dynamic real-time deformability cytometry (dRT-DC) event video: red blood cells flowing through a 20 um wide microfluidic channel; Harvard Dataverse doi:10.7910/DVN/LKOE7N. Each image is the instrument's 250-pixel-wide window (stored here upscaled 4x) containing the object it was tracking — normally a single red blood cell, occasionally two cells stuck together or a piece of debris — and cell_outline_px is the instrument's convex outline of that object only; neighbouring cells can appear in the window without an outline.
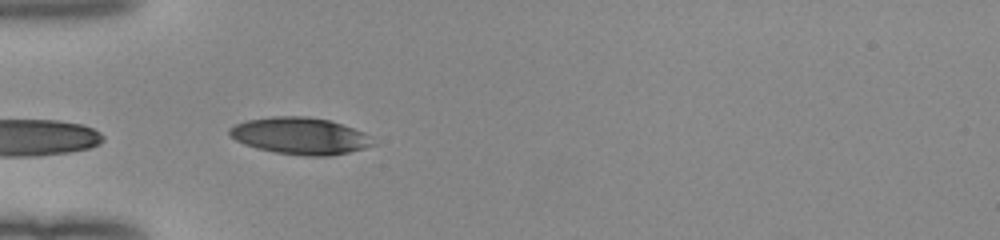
{"species": "human", "species_latin": "Homo sapiens", "temperature_condition": "room temperature", "stored_images_in_passage": 18, "camera_frame_rate_fps": 3000, "um_per_image_px": 0.085, "donor": {"sex": "female"}, "frame": {"image": 1, "passage_image": 1, "time_ms": 0.0, "image_size_px": [1000, 240], "cell_outline_px": [[376, 144], [364, 148], [332, 156], [308, 156], [276, 152], [256, 148], [244, 144], [228, 136], [228, 128], [236, 124], [248, 120], [272, 116], [308, 116], [328, 120], [364, 132], [372, 136]], "centroid_in_image_um": [25.51, 11.55], "position_along_channel_um": 59.5, "area_um2": 30.87}}